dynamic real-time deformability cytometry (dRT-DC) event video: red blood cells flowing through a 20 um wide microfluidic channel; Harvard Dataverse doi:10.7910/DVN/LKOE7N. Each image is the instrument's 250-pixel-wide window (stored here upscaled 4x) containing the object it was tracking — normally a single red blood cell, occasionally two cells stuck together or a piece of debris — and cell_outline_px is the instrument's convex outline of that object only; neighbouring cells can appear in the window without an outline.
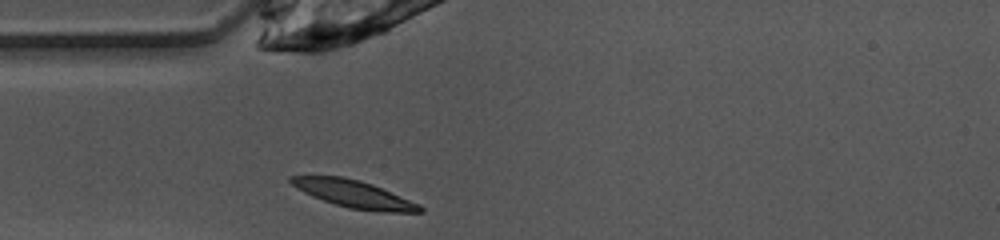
{"species": "common noctule bat (a hibernating species)", "species_latin": "Nyctalus noctula", "temperature_condition": "warm", "stored_images_in_passage": 37, "camera_frame_rate_fps": 3000, "um_per_image_px": 0.085, "animal": {"sex": "female", "body_mass_g": 10.0, "forearm_length_mm": 53.1}, "frame": {"image": 1, "passage_image": 1, "time_ms": 0.0, "image_size_px": [1000, 240], "cell_outline_px": [[424, 212], [384, 212], [348, 208], [312, 196], [296, 188], [288, 180], [288, 176], [344, 176], [360, 180], [372, 184], [420, 204], [424, 208]], "centroid_in_image_um": [30.1, 16.49], "position_along_channel_um": 54.9, "area_um2": 20.46}}
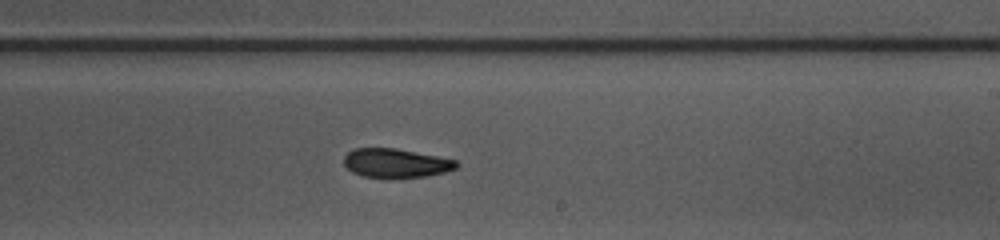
{"frame": {"image": 2, "passage_image": 16, "time_ms": 5.0, "image_size_px": [1000, 240], "cell_outline_px": [[460, 164], [456, 168], [444, 172], [428, 176], [388, 180], [364, 176], [352, 172], [344, 164], [344, 156], [352, 148], [396, 148], [456, 160]], "centroid_in_image_um": [33.63, 13.89], "position_along_channel_um": 255.4, "area_um2": 19.48}}
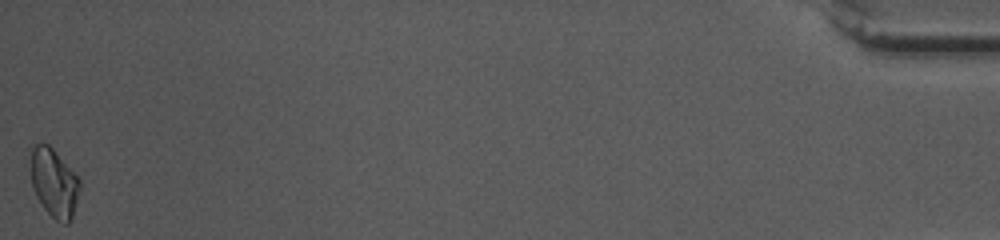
{"frame": {"image": 3, "passage_image": 37, "time_ms": 12.0, "image_size_px": [1000, 240], "cell_outline_px": [[80, 188], [72, 220], [68, 224], [60, 224], [44, 208], [36, 196], [32, 188], [32, 148], [36, 144], [48, 144], [52, 148], [80, 180]], "centroid_in_image_um": [4.62, 15.6], "position_along_channel_um": 430.6, "area_um2": 19.25}, "authors_computed_cell_mechanics": {"area_um2": 19.363, "velocity_mm_per_s": 4.0301, "shape_relaxation_time_tau1_ms": 5.0285, "shape_relaxation_time_tau2_ms": null, "deformation_change_tau1": 0.157, "deformation_change_tau2": null}}